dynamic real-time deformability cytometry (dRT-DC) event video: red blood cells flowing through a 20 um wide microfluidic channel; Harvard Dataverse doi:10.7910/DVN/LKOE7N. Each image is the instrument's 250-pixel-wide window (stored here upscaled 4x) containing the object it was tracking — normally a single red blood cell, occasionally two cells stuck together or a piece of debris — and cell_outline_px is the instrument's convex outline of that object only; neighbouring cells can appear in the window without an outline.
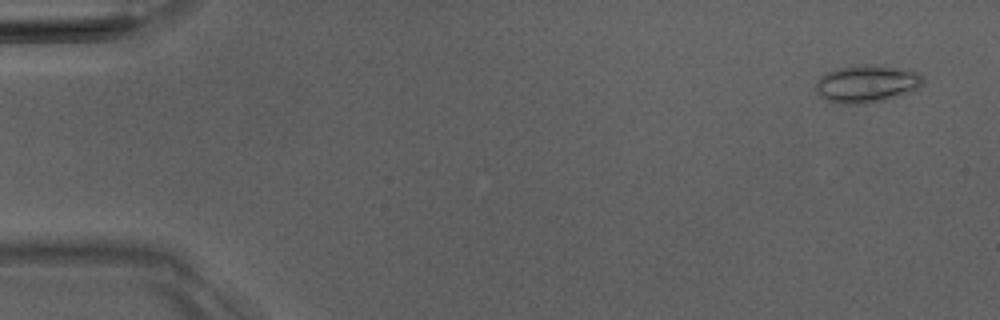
{"species": "Egyptian fruit bat (a non-hibernating species)", "species_latin": "Rousettus aegyptiacus", "temperature_condition": "room temperature", "stored_images_in_passage": 4, "camera_frame_rate_fps": 3000, "um_per_image_px": 0.085, "animal": {"sex": "male"}, "frame": {"image": 1, "passage_image": 4, "time_ms": 4.333, "image_size_px": [1000, 320], "cell_outline_px": [[924, 80], [912, 92], [900, 96], [864, 104], [844, 104], [828, 100], [820, 96], [816, 92], [816, 80], [828, 72], [836, 68], [856, 64], [864, 64], [908, 68], [916, 72]], "centroid_in_image_um": [73.66, 7.11], "position_along_channel_um": 11.3, "area_um2": 23.52}}